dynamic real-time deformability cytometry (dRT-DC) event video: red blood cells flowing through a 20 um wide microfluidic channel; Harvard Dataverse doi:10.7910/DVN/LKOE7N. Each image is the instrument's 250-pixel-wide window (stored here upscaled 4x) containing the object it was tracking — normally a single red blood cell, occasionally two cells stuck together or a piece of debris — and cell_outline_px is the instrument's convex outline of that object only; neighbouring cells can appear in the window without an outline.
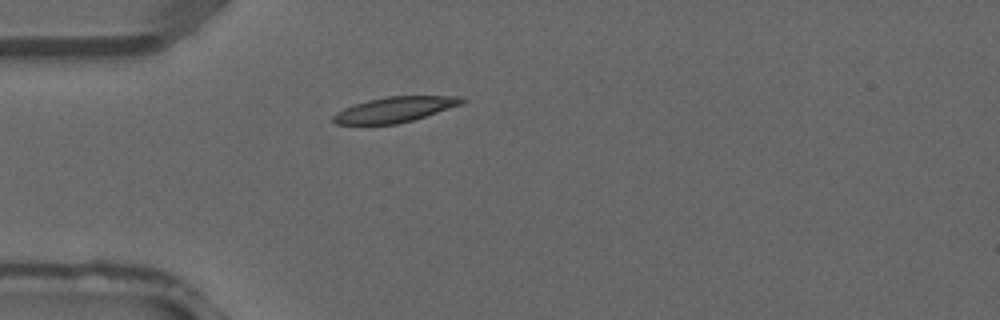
{"species": "common noctule bat (a hibernating species)", "species_latin": "Nyctalus noctula", "temperature_condition": "warm", "stored_images_in_passage": 14, "camera_frame_rate_fps": 3000, "um_per_image_px": 0.085, "animal": {"sex": "male", "forearm_length_mm": 52.5}, "frame": {"image": 1, "passage_image": 1, "time_ms": 0.0, "image_size_px": [1000, 320], "cell_outline_px": [[468, 100], [464, 104], [412, 120], [396, 124], [336, 124], [332, 120], [332, 116], [336, 112], [344, 108], [368, 100], [388, 96], [460, 96]], "centroid_in_image_um": [33.59, 9.3], "position_along_channel_um": 51.4, "area_um2": 18.96}}
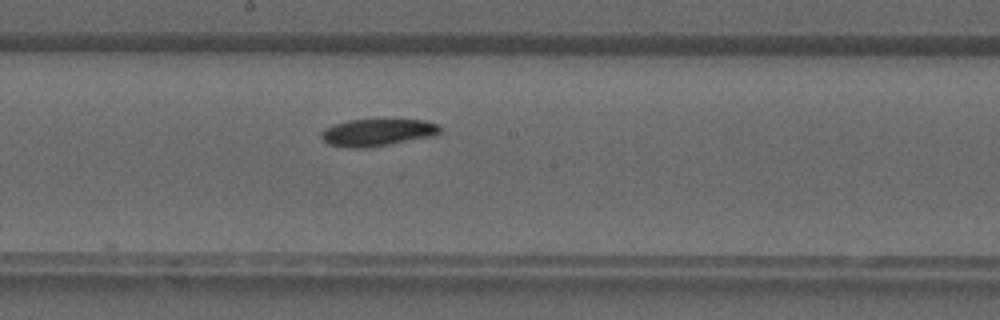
{"frame": {"image": 2, "passage_image": 11, "time_ms": 3.333, "image_size_px": [1000, 320], "cell_outline_px": [[444, 128], [436, 136], [364, 148], [356, 148], [328, 144], [320, 136], [320, 132], [324, 128], [348, 120], [424, 120], [436, 124]], "centroid_in_image_um": [32.11, 11.25], "position_along_channel_um": 216.1, "area_um2": 18.67}}
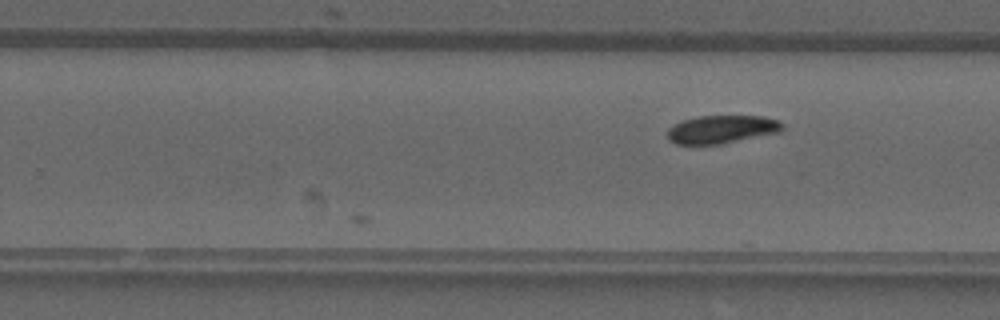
{"frame": {"image": 3, "passage_image": 14, "time_ms": 4.333, "image_size_px": [1000, 320], "cell_outline_px": [[784, 128], [780, 132], [720, 144], [676, 144], [668, 140], [668, 128], [684, 120], [696, 116], [764, 116], [780, 120], [784, 124]], "centroid_in_image_um": [61.39, 10.99], "position_along_channel_um": 268.4, "area_um2": 18.84}}